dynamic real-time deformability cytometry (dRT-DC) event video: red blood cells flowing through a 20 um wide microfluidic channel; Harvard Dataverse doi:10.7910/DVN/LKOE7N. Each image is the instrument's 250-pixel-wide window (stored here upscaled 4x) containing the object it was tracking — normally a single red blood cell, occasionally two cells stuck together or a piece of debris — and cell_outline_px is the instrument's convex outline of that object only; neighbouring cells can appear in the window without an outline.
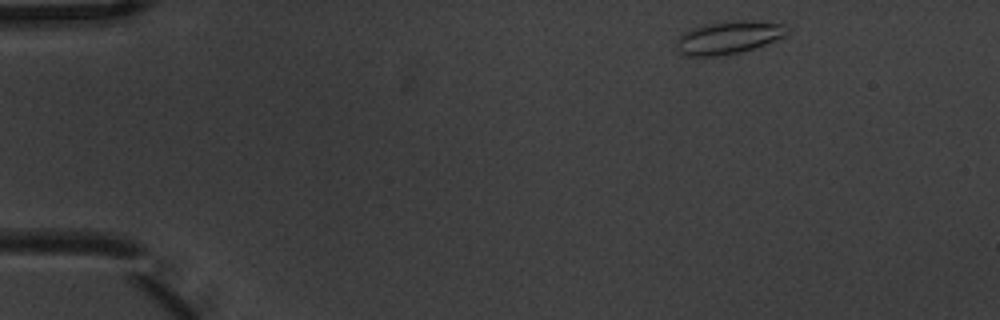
{"species": "common noctule bat (a hibernating species)", "species_latin": "Nyctalus noctula", "temperature_condition": "warm", "stored_images_in_passage": 4, "camera_frame_rate_fps": 3000, "um_per_image_px": 0.085, "animal": {"sex": "male", "body_mass_g": 20.1, "forearm_length_mm": 53.5}, "frame": {"image": 1, "passage_image": 1, "time_ms": 0.0, "image_size_px": [1000, 320], "cell_outline_px": [[788, 32], [784, 36], [764, 44], [740, 52], [712, 56], [684, 56], [676, 48], [676, 40], [684, 32], [692, 28], [704, 24], [736, 20], [752, 20], [788, 24]], "centroid_in_image_um": [61.92, 3.17], "position_along_channel_um": 23.1, "area_um2": 21.15}}
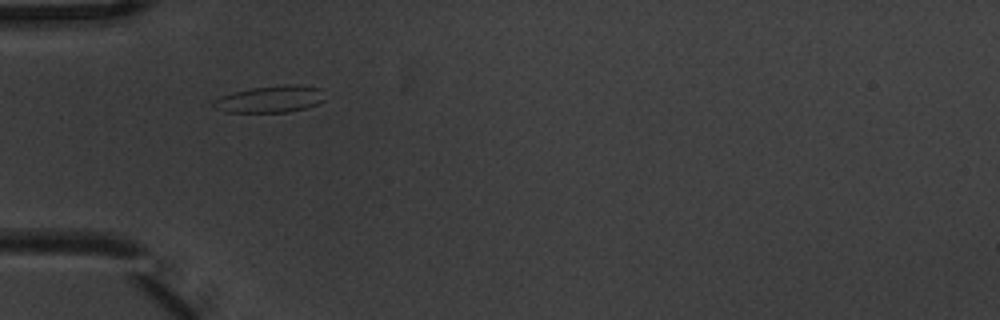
{"frame": {"image": 2, "passage_image": 3, "time_ms": 0.667, "image_size_px": [1000, 320], "cell_outline_px": [[324, 100], [308, 108], [288, 112], [224, 112], [212, 108], [212, 104], [220, 96], [252, 88], [288, 84], [320, 88]], "centroid_in_image_um": [22.95, 8.45], "position_along_channel_um": 62.1, "area_um2": 17.22}}